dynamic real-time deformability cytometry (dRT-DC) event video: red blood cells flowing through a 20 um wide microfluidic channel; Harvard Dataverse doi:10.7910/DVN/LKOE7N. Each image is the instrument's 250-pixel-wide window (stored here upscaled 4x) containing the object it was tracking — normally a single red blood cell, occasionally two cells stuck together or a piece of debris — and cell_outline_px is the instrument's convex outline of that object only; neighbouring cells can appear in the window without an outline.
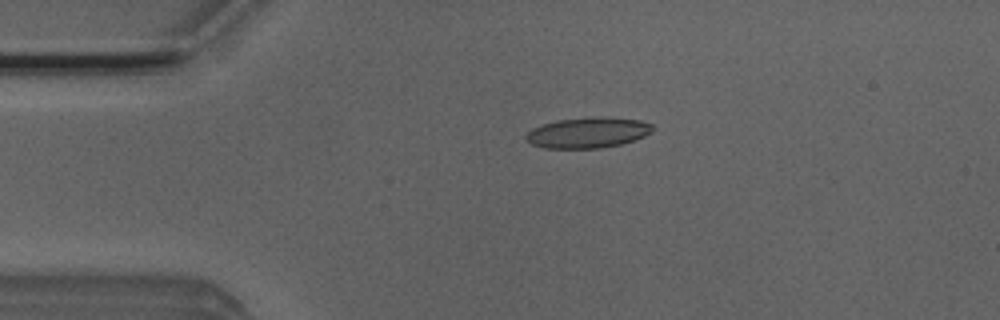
{"species": "Egyptian fruit bat (a non-hibernating species)", "species_latin": "Rousettus aegyptiacus", "temperature_condition": "room temperature", "stored_images_in_passage": 50, "camera_frame_rate_fps": 3000, "um_per_image_px": 0.085, "animal": {"sex": "male"}, "frame": {"image": 1, "passage_image": 9, "time_ms": 2.667, "image_size_px": [1000, 320], "cell_outline_px": [[656, 128], [652, 132], [644, 136], [620, 144], [600, 148], [544, 148], [532, 144], [524, 140], [524, 136], [532, 128], [556, 120], [592, 116], [604, 116], [640, 120], [652, 124]], "centroid_in_image_um": [49.97, 11.26], "position_along_channel_um": 35.0, "area_um2": 22.83}}
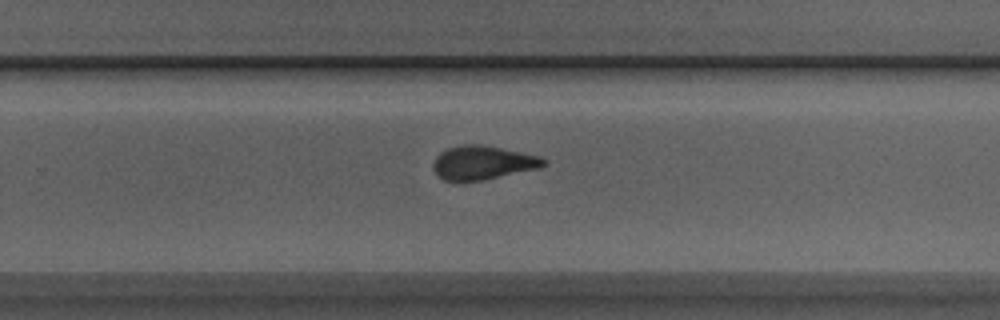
{"frame": {"image": 2, "passage_image": 31, "time_ms": 10.0, "image_size_px": [1000, 320], "cell_outline_px": [[548, 164], [540, 168], [480, 180], [444, 180], [432, 168], [432, 164], [436, 156], [440, 152], [448, 148], [464, 144], [484, 144], [540, 156], [548, 160]], "centroid_in_image_um": [41.07, 13.8], "position_along_channel_um": 288.7, "area_um2": 21.68}}
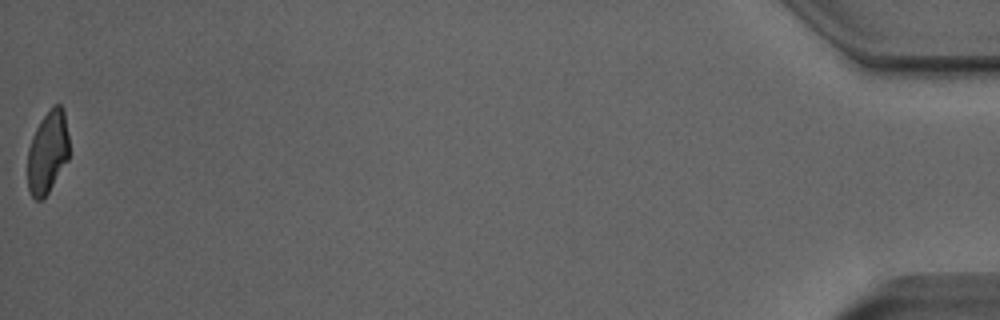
{"frame": {"image": 3, "passage_image": 50, "time_ms": 16.333, "image_size_px": [1000, 320], "cell_outline_px": [[68, 160], [48, 192], [40, 200], [36, 200], [28, 192], [28, 148], [32, 136], [40, 120], [52, 104], [60, 104], [64, 108], [68, 136]], "centroid_in_image_um": [4.04, 12.89], "position_along_channel_um": 431.2, "area_um2": 20.06}, "authors_computed_cell_mechanics": {"area_um2": 21.9929, "velocity_mm_per_s": 3.9312, "shape_relaxation_time_tau1_ms": 4.6563, "shape_relaxation_time_tau2_ms": 1.2413, "deformation_change_tau1": 0.1605, "deformation_change_tau2": 0.0775}}